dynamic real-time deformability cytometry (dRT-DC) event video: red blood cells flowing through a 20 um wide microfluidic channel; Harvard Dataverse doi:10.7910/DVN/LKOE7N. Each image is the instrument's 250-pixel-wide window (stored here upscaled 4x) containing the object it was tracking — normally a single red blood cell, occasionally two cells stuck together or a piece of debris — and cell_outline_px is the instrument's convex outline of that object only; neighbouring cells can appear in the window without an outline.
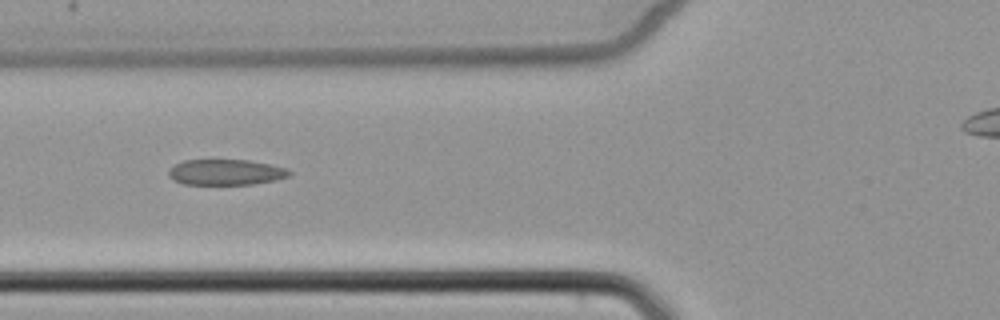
{"species": "common noctule bat (a hibernating species)", "species_latin": "Nyctalus noctula", "temperature_condition": "cold", "stored_images_in_passage": 7, "camera_frame_rate_fps": 3000, "um_per_image_px": 0.085, "animal": {"sex": "female", "body_mass_g": 22.7, "forearm_length_mm": 54.2}, "frame": {"image": 1, "passage_image": 7, "time_ms": 8.0, "image_size_px": [1000, 320], "cell_outline_px": [[292, 172], [288, 176], [276, 180], [252, 184], [184, 184], [172, 180], [168, 176], [168, 172], [176, 164], [184, 160], [248, 160], [288, 168]], "centroid_in_image_um": [19.2, 14.64], "position_along_channel_um": 106.6, "area_um2": 17.98}}